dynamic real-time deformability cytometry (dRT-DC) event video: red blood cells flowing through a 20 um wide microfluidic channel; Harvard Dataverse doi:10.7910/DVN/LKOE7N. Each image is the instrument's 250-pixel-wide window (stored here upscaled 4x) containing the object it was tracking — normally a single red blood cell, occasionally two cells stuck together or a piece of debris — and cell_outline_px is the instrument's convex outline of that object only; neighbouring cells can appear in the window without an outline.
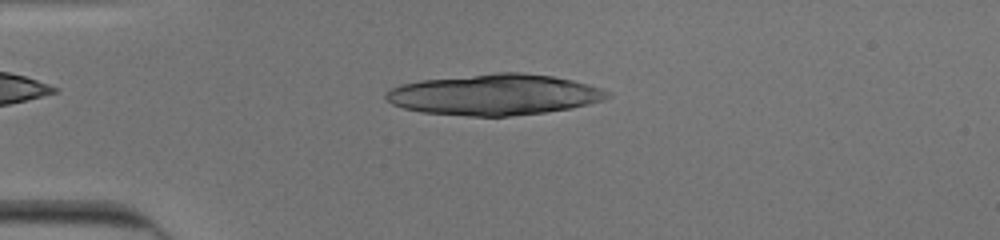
{"species": "human", "species_latin": "Homo sapiens", "temperature_condition": "cold", "stored_images_in_passage": 44, "camera_frame_rate_fps": 3000, "um_per_image_px": 0.085, "donor": {"sex": "male"}, "frame": {"image": 1, "passage_image": 6, "time_ms": 1.667, "image_size_px": [1000, 240], "cell_outline_px": [[612, 96], [604, 100], [572, 108], [544, 112], [512, 116], [468, 116], [420, 112], [404, 108], [392, 104], [384, 96], [392, 88], [400, 84], [420, 80], [496, 72], [520, 72], [552, 76], [572, 80], [604, 88], [612, 92]], "centroid_in_image_um": [42.07, 8.04], "position_along_channel_um": 42.9, "area_um2": 53.06}}